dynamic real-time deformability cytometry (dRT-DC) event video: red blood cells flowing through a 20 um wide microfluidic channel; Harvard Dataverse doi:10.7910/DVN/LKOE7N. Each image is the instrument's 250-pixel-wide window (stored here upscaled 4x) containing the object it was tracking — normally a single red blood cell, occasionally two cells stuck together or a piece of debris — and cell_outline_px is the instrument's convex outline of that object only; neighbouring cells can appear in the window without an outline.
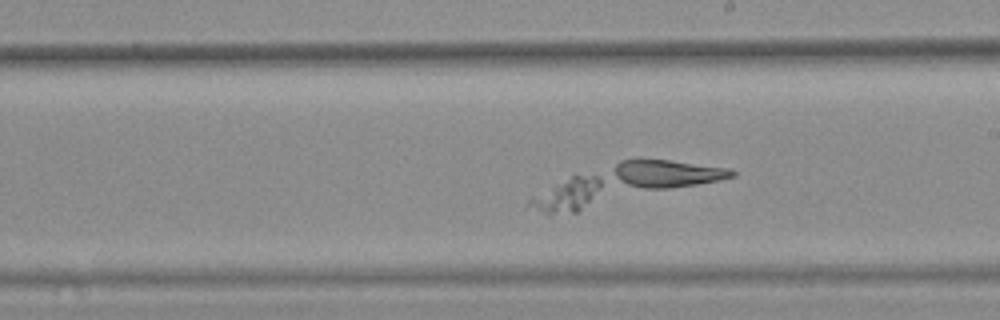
{"species": "common noctule bat (a hibernating species)", "species_latin": "Nyctalus noctula", "temperature_condition": "warm", "stored_images_in_passage": 25, "segment_of_instrument_passage": [2, 2], "camera_frame_rate_fps": 3000, "um_per_image_px": 0.085, "animal": {"sex": "female", "body_mass_g": 25.1}, "frame": {"image": 1, "passage_image": 22, "time_ms": 7.0, "image_size_px": [1000, 320], "cell_outline_px": [[736, 176], [720, 180], [576, 212], [548, 216], [528, 204], [528, 200], [556, 184], [572, 176], [620, 160], [668, 160], [728, 168], [736, 172]], "centroid_in_image_um": [53.02, 15.66], "position_along_channel_um": 236.0, "area_um2": 43.81}}